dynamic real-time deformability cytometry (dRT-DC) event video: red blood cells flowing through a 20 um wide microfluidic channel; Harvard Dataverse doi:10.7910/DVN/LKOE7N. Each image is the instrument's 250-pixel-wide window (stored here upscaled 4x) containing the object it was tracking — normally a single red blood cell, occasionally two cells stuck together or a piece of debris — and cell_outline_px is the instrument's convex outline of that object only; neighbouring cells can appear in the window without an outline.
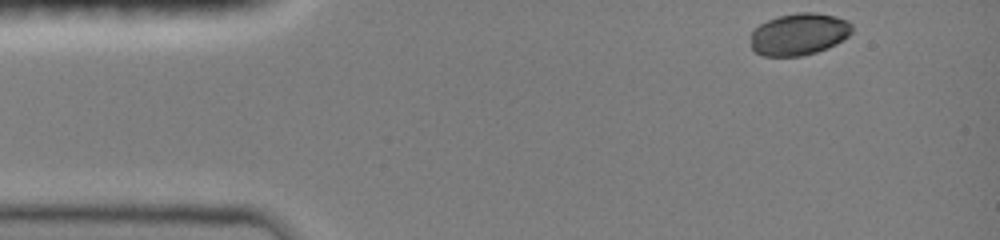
{"species": "common noctule bat (a hibernating species)", "species_latin": "Nyctalus noctula", "temperature_condition": "room temperature", "stored_images_in_passage": 39, "camera_frame_rate_fps": 3000, "um_per_image_px": 0.085, "animal": {"sex": "female", "body_mass_g": 19.0, "forearm_length_mm": 51.5}, "frame": {"image": 1, "passage_image": 1, "time_ms": 0.0, "image_size_px": [1000, 240], "cell_outline_px": [[852, 32], [848, 36], [836, 44], [828, 48], [816, 52], [800, 56], [760, 56], [752, 48], [752, 32], [760, 24], [768, 20], [780, 16], [796, 12], [816, 12], [836, 16], [848, 20], [852, 24]], "centroid_in_image_um": [67.95, 2.9], "position_along_channel_um": 17.1, "area_um2": 24.85}}
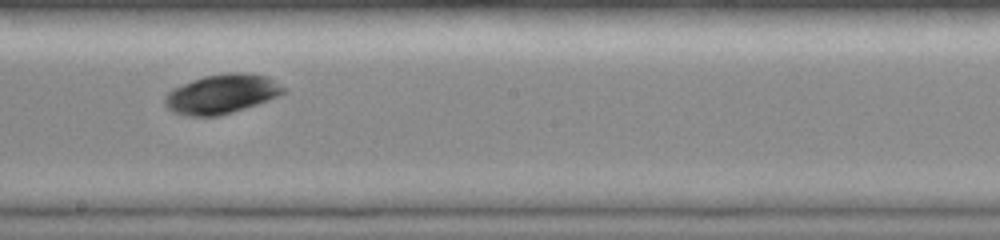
{"frame": {"image": 2, "passage_image": 23, "time_ms": 7.333, "image_size_px": [1000, 240], "cell_outline_px": [[288, 88], [284, 92], [268, 100], [232, 112], [216, 116], [188, 116], [172, 112], [164, 104], [164, 96], [172, 88], [192, 80], [204, 76], [228, 72], [248, 72], [268, 76]], "centroid_in_image_um": [18.84, 7.97], "position_along_channel_um": 229.4, "area_um2": 27.34}}
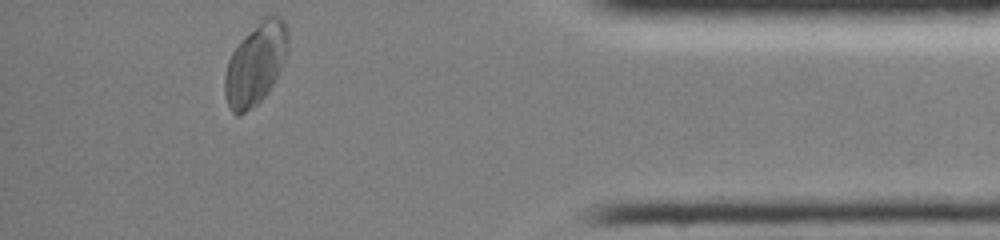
{"frame": {"image": 3, "passage_image": 39, "time_ms": 12.667, "image_size_px": [1000, 240], "cell_outline_px": [[288, 52], [272, 84], [264, 96], [252, 108], [236, 116], [228, 108], [224, 92], [224, 76], [228, 60], [232, 52], [240, 40], [260, 16], [280, 16], [284, 20], [288, 28]], "centroid_in_image_um": [21.71, 5.38], "position_along_channel_um": 413.5, "area_um2": 30.4}}